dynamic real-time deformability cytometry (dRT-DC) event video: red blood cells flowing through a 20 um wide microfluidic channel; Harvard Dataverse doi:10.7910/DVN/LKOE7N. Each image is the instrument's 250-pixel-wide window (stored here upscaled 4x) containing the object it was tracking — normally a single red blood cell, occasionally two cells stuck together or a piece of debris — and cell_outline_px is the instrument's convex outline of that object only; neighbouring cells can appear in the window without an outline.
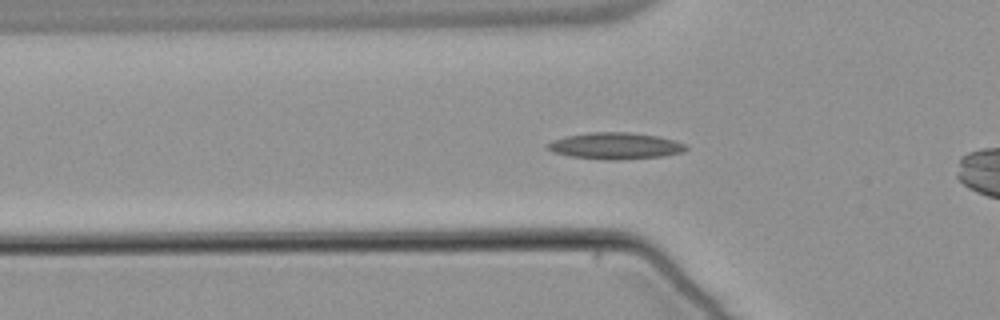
{"species": "common noctule bat (a hibernating species)", "species_latin": "Nyctalus noctula", "temperature_condition": "warm", "stored_images_in_passage": 43, "camera_frame_rate_fps": 3000, "um_per_image_px": 0.085, "animal": {"sex": "male", "body_mass_g": 21.5, "forearm_length_mm": 52.0}, "frame": {"image": 1, "passage_image": 6, "time_ms": 1.667, "image_size_px": [1000, 320], "cell_outline_px": [[688, 148], [684, 152], [664, 156], [620, 160], [608, 160], [568, 156], [552, 152], [544, 148], [544, 144], [552, 140], [568, 136], [588, 132], [628, 132], [656, 136], [676, 140], [688, 144]], "centroid_in_image_um": [52.29, 12.4], "position_along_channel_um": 73.5, "area_um2": 21.79}}
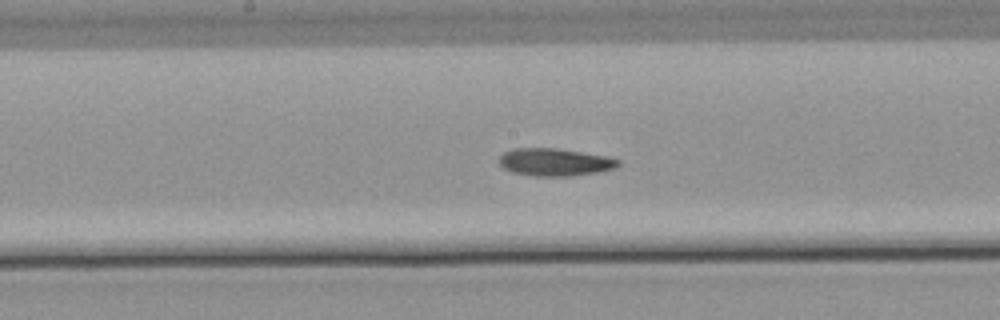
{"frame": {"image": 2, "passage_image": 16, "time_ms": 5.0, "image_size_px": [1000, 320], "cell_outline_px": [[620, 164], [616, 168], [596, 172], [572, 176], [532, 176], [512, 172], [504, 168], [500, 164], [500, 156], [504, 152], [512, 148], [556, 148], [608, 156], [620, 160]], "centroid_in_image_um": [47.17, 13.78], "position_along_channel_um": 201.0, "area_um2": 19.19}}
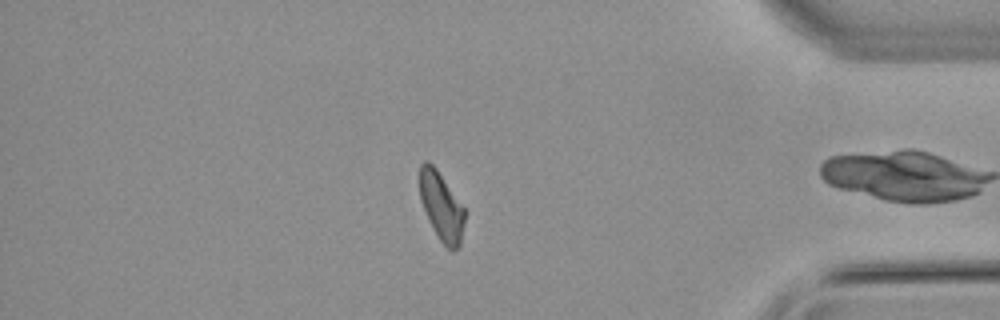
{"frame": {"image": 3, "passage_image": 34, "time_ms": 11.0, "image_size_px": [1000, 320], "cell_outline_px": [[464, 224], [460, 244], [452, 252], [440, 240], [428, 220], [420, 200], [420, 164], [424, 160], [428, 160], [436, 168], [464, 208]], "centroid_in_image_um": [37.5, 17.53], "position_along_channel_um": 397.7, "area_um2": 17.69}}